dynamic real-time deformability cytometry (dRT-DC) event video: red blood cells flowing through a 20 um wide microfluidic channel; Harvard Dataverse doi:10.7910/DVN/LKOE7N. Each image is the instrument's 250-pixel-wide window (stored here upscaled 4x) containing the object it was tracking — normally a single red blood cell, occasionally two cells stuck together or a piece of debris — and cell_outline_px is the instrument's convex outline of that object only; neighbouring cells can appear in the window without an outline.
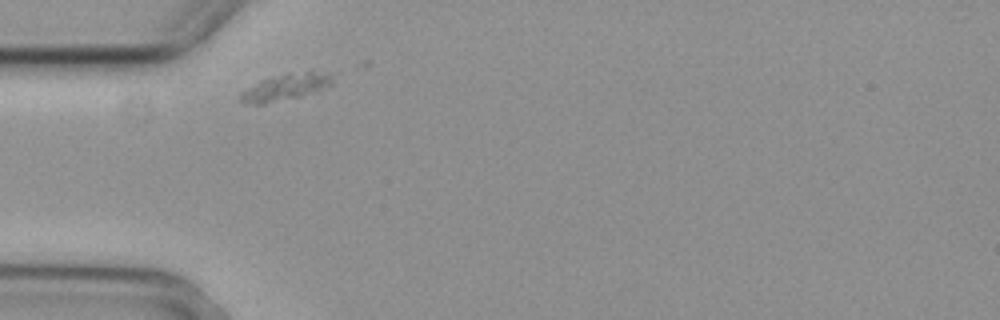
{"species": "common noctule bat (a hibernating species)", "species_latin": "Nyctalus noctula", "temperature_condition": "cold", "stored_images_in_passage": 3, "camera_frame_rate_fps": 3000, "um_per_image_px": 0.085, "animal": {"sex": "female", "body_mass_g": 29.2, "forearm_length_mm": 56.3}, "frame": {"image": 1, "passage_image": 1, "time_ms": 0.0, "image_size_px": [1000, 320], "cell_outline_px": [[332, 84], [300, 96], [264, 104], [256, 104], [236, 100], [240, 92], [260, 80], [280, 76], [308, 72], [312, 72], [332, 76]], "centroid_in_image_um": [24.14, 7.45], "position_along_channel_um": 60.9, "area_um2": 13.35}}
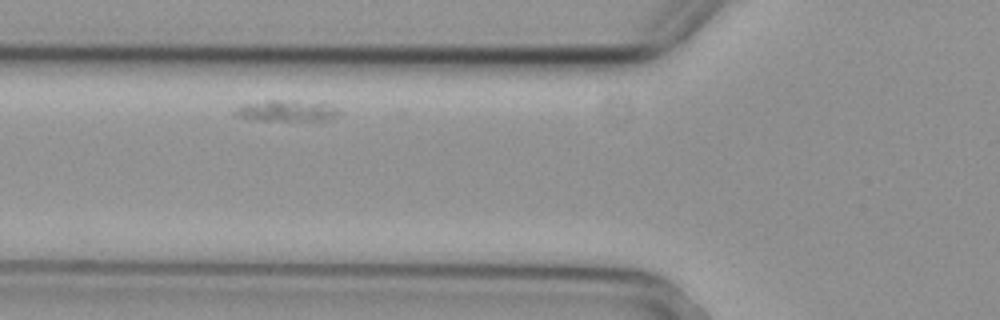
{"frame": {"image": 2, "passage_image": 2, "time_ms": 0.333, "image_size_px": [1000, 320], "cell_outline_px": [[340, 112], [336, 116], [328, 120], [248, 120], [236, 116], [232, 112], [240, 104], [268, 100], [296, 100], [324, 104], [336, 108]], "centroid_in_image_um": [24.25, 9.41], "position_along_channel_um": 101.6, "area_um2": 12.89}}
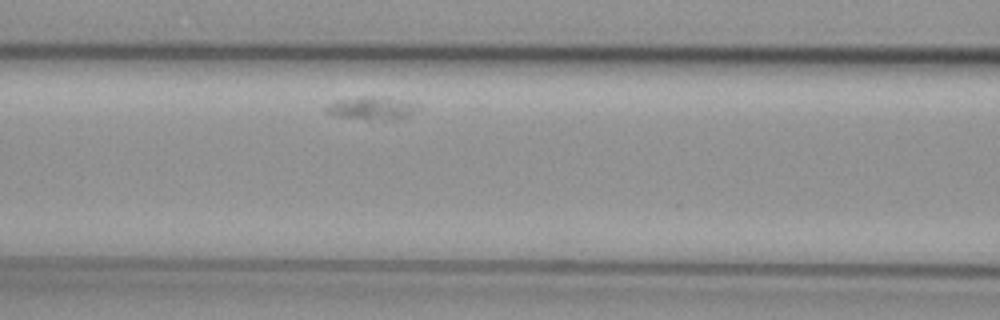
{"frame": {"image": 3, "passage_image": 3, "time_ms": 0.667, "image_size_px": [1000, 320], "cell_outline_px": [[420, 108], [408, 116], [388, 120], [368, 120], [336, 116], [328, 112], [324, 108], [328, 104], [336, 100], [360, 96], [388, 96], [416, 100], [420, 104]], "centroid_in_image_um": [31.72, 9.16], "position_along_channel_um": 134.9, "area_um2": 13.01}}